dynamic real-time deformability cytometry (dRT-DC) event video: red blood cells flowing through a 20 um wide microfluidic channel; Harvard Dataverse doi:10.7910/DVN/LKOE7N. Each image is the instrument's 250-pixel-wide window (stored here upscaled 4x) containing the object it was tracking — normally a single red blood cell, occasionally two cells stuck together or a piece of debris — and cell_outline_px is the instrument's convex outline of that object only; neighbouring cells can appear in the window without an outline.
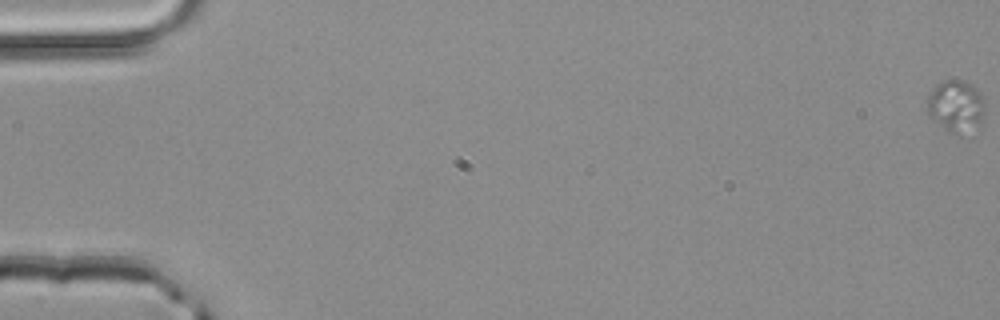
{"species": "common noctule bat (a hibernating species)", "species_latin": "Nyctalus noctula", "temperature_condition": "room temperature", "stored_images_in_passage": 5, "camera_frame_rate_fps": 3000, "um_per_image_px": 0.085, "animal": {"sex": "male", "body_mass_g": 20.4}, "frame": {"image": 1, "passage_image": 1, "time_ms": 0.0, "image_size_px": [1000, 320], "cell_outline_px": [[984, 108], [980, 124], [952, 132], [944, 128], [928, 112], [928, 96], [932, 88], [936, 84], [944, 80], [964, 80], [976, 88], [980, 92], [984, 100]], "centroid_in_image_um": [81.25, 8.91], "position_along_channel_um": 3.7, "area_um2": 16.53}}
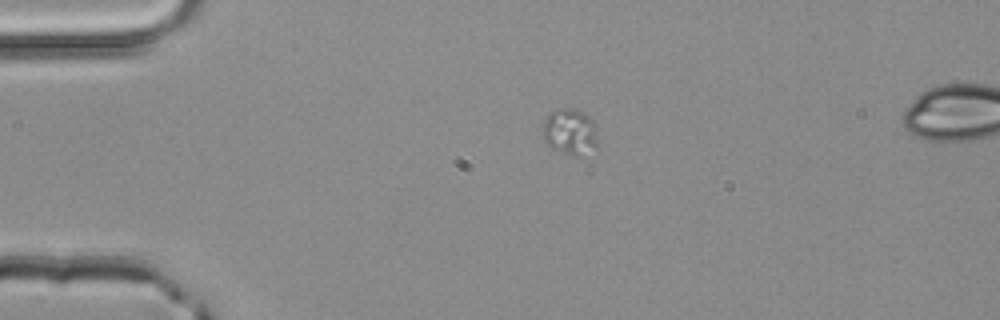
{"frame": {"image": 2, "passage_image": 4, "time_ms": 1.0, "image_size_px": [1000, 320], "cell_outline_px": [[596, 144], [576, 156], [572, 156], [548, 144], [544, 140], [540, 132], [544, 120], [552, 112], [560, 108], [576, 108], [584, 112], [596, 124]], "centroid_in_image_um": [48.4, 11.13], "position_along_channel_um": 36.6, "area_um2": 14.45}}